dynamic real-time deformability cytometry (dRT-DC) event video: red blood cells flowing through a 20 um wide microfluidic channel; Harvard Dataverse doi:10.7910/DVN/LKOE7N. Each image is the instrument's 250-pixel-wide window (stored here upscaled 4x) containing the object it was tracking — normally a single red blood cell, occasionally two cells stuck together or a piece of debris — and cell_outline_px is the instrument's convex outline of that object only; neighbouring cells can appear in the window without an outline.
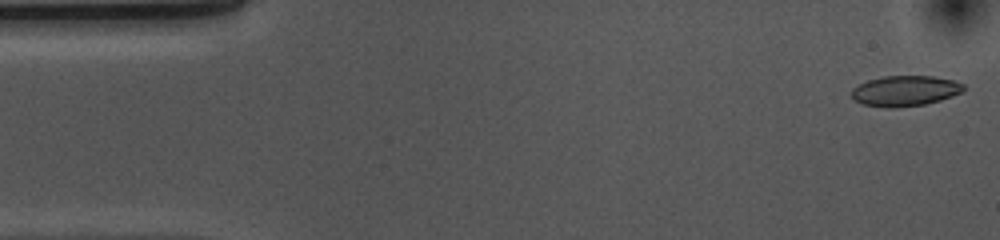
{"species": "common noctule bat (a hibernating species)", "species_latin": "Nyctalus noctula", "temperature_condition": "cold", "stored_images_in_passage": 47, "camera_frame_rate_fps": 3000, "um_per_image_px": 0.085, "animal": {"sex": "female", "body_mass_g": 10.0, "forearm_length_mm": 53.1}, "frame": {"image": 1, "passage_image": 1, "time_ms": 0.0, "image_size_px": [1000, 240], "cell_outline_px": [[964, 88], [960, 92], [952, 96], [940, 100], [924, 104], [892, 108], [888, 108], [864, 104], [856, 100], [852, 96], [852, 88], [868, 80], [884, 76], [932, 76], [952, 80], [964, 84]], "centroid_in_image_um": [76.93, 7.72], "position_along_channel_um": 8.1, "area_um2": 19.59}}
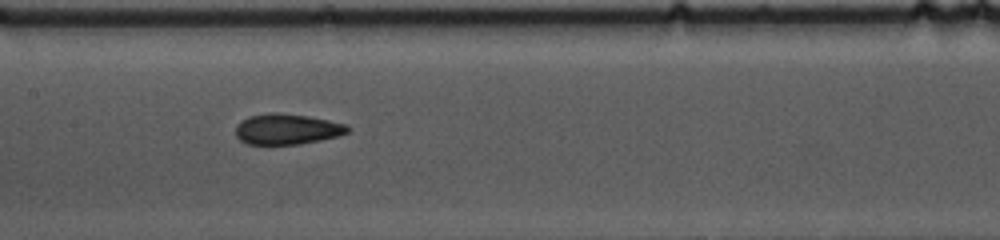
{"frame": {"image": 2, "passage_image": 24, "time_ms": 7.667, "image_size_px": [1000, 240], "cell_outline_px": [[352, 128], [348, 132], [340, 136], [300, 144], [248, 144], [240, 140], [236, 136], [236, 124], [240, 120], [248, 116], [268, 112], [280, 112], [308, 116], [348, 124]], "centroid_in_image_um": [24.41, 10.96], "position_along_channel_um": 183.0, "area_um2": 20.35}}
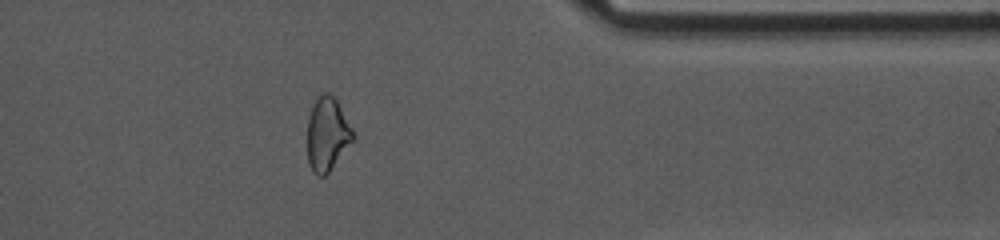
{"frame": {"image": 3, "passage_image": 42, "time_ms": 13.667, "image_size_px": [1000, 240], "cell_outline_px": [[356, 140], [328, 172], [324, 176], [316, 176], [312, 172], [308, 164], [308, 116], [320, 92], [328, 92], [336, 100], [352, 128], [356, 136]], "centroid_in_image_um": [27.84, 11.44], "position_along_channel_um": 383.6, "area_um2": 19.77}, "authors_computed_cell_mechanics": {"area_um2": 20.1722, "velocity_mm_per_s": 3.664, "shape_relaxation_time_tau1_ms": 5.8323, "shape_relaxation_time_tau2_ms": 2.6992, "deformation_change_tau1": 0.1346, "deformation_change_tau2": 0.0857}}